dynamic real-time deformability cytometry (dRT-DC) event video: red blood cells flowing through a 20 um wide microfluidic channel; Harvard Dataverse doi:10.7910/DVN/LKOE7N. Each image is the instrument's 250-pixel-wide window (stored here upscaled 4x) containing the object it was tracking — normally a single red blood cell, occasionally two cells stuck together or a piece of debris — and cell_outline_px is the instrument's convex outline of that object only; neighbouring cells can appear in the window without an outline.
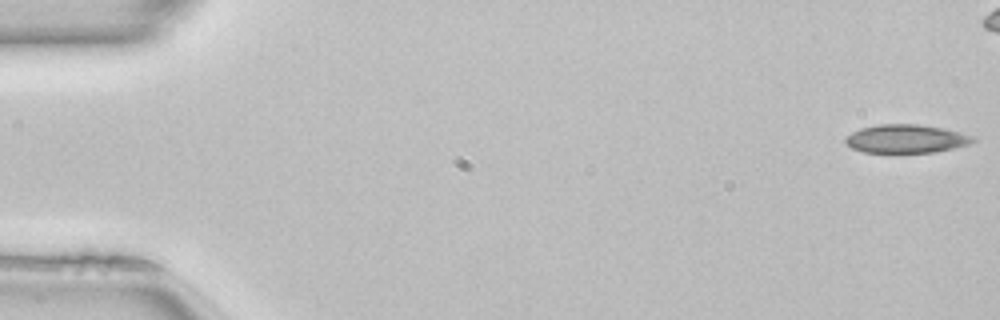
{"species": "common noctule bat (a hibernating species)", "species_latin": "Nyctalus noctula", "temperature_condition": "room temperature", "stored_images_in_passage": 45, "camera_frame_rate_fps": 3000, "um_per_image_px": 0.085, "animal": {"sex": "female", "body_mass_g": 22.7, "forearm_length_mm": 54.2}, "frame": {"image": 1, "passage_image": 1, "time_ms": 0.0, "image_size_px": [1000, 320], "cell_outline_px": [[976, 140], [968, 144], [952, 148], [932, 152], [896, 156], [888, 156], [864, 152], [852, 148], [844, 140], [852, 132], [860, 128], [876, 124], [920, 124], [944, 128], [960, 132], [972, 136]], "centroid_in_image_um": [76.96, 11.84], "position_along_channel_um": 8.0, "area_um2": 22.02}}
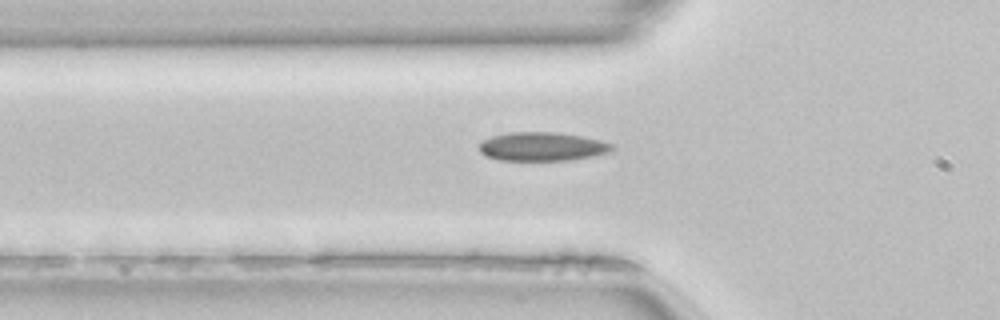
{"frame": {"image": 2, "passage_image": 17, "time_ms": 5.333, "image_size_px": [1000, 320], "cell_outline_px": [[616, 148], [608, 152], [592, 156], [568, 160], [500, 160], [488, 156], [480, 152], [480, 144], [484, 140], [492, 136], [508, 132], [556, 132], [580, 136], [600, 140], [612, 144]], "centroid_in_image_um": [46.1, 12.45], "position_along_channel_um": 79.7, "area_um2": 22.02}}
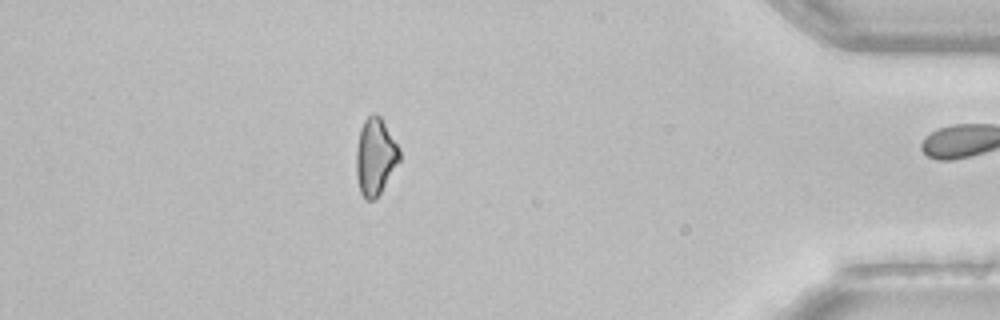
{"frame": {"image": 3, "passage_image": 44, "time_ms": 14.333, "image_size_px": [1000, 320], "cell_outline_px": [[400, 160], [380, 192], [372, 200], [364, 200], [360, 192], [356, 176], [356, 148], [360, 128], [364, 120], [372, 112], [376, 112], [380, 116], [400, 148]], "centroid_in_image_um": [31.88, 13.28], "position_along_channel_um": 403.3, "area_um2": 19.42}, "authors_computed_cell_mechanics": {"area_um2": 21.4438, "velocity_mm_per_s": 4.0945, "shape_relaxation_time_tau1_ms": 9.9518, "shape_relaxation_time_tau2_ms": null, "deformation_change_tau1": 0.1442, "deformation_change_tau2": null}}